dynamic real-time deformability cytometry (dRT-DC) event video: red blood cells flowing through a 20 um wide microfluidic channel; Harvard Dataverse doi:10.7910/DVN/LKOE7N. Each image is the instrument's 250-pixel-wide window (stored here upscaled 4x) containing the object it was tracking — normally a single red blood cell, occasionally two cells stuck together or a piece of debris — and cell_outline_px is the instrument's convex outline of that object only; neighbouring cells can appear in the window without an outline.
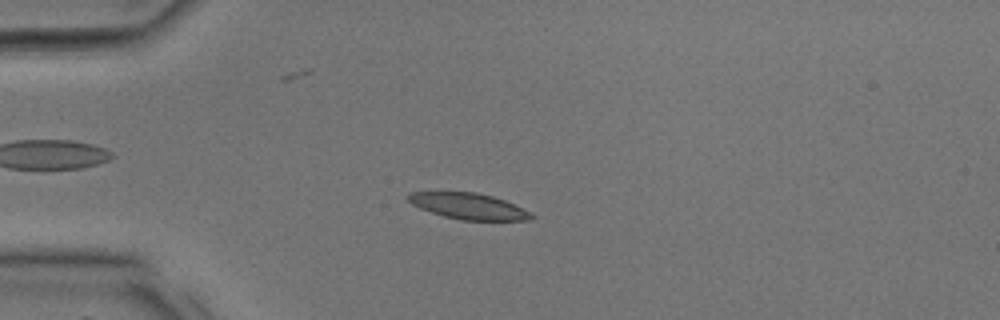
{"species": "common noctule bat (a hibernating species)", "species_latin": "Nyctalus noctula", "temperature_condition": "room temperature", "stored_images_in_passage": 32, "camera_frame_rate_fps": 3000, "um_per_image_px": 0.085, "animal": {"sex": "male", "body_mass_g": 17.9, "forearm_length_mm": 54.2}, "frame": {"image": 1, "passage_image": 8, "time_ms": 2.333, "image_size_px": [1000, 320], "cell_outline_px": [[536, 216], [532, 220], [460, 220], [444, 216], [420, 208], [412, 204], [404, 196], [408, 192], [476, 192], [492, 196], [504, 200], [532, 212]], "centroid_in_image_um": [39.84, 17.52], "position_along_channel_um": 45.2, "area_um2": 18.79}}
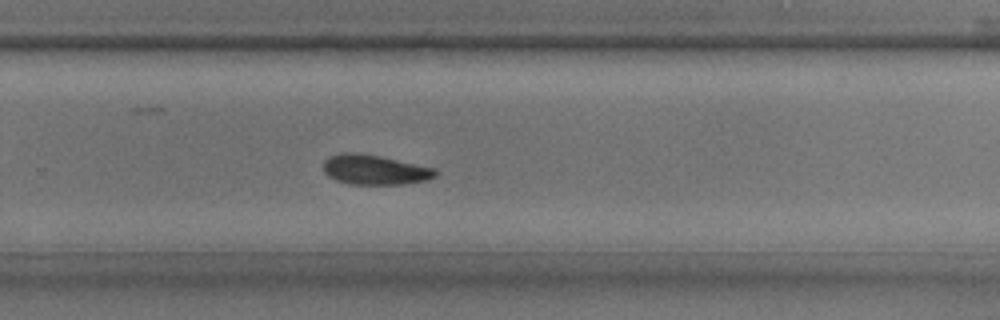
{"frame": {"image": 2, "passage_image": 21, "time_ms": 6.667, "image_size_px": [1000, 320], "cell_outline_px": [[440, 172], [436, 176], [428, 180], [400, 184], [352, 184], [336, 180], [328, 176], [324, 172], [324, 160], [328, 156], [340, 152], [356, 152], [380, 156], [436, 168]], "centroid_in_image_um": [31.86, 14.41], "position_along_channel_um": 297.9, "area_um2": 19.65}}
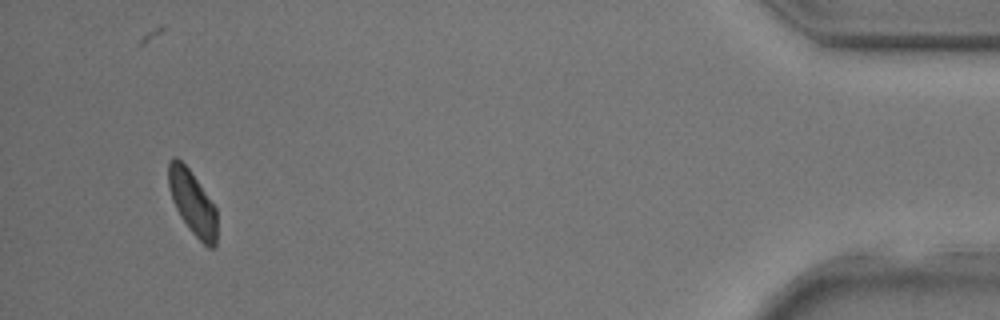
{"frame": {"image": 3, "passage_image": 30, "time_ms": 9.667, "image_size_px": [1000, 320], "cell_outline_px": [[216, 248], [208, 248], [188, 228], [180, 216], [172, 200], [168, 184], [168, 160], [172, 156], [176, 156], [188, 168], [216, 208]], "centroid_in_image_um": [16.34, 17.22], "position_along_channel_um": 418.9, "area_um2": 17.98}}